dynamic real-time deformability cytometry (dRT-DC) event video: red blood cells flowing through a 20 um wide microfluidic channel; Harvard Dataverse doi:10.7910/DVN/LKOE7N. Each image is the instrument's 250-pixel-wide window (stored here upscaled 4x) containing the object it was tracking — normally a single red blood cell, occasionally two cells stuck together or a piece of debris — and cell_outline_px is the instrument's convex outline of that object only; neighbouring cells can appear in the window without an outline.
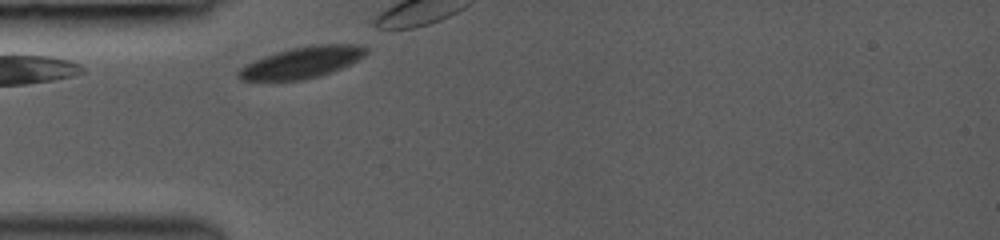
{"species": "common noctule bat (a hibernating species)", "species_latin": "Nyctalus noctula", "temperature_condition": "room temperature", "stored_images_in_passage": 14, "camera_frame_rate_fps": 3000, "um_per_image_px": 0.085, "animal": {"sex": "female", "body_mass_g": 19.0, "forearm_length_mm": 53.3}, "frame": {"image": 1, "passage_image": 1, "time_ms": 0.0, "image_size_px": [1000, 240], "cell_outline_px": [[368, 52], [364, 56], [340, 68], [320, 76], [304, 80], [240, 80], [236, 76], [236, 72], [240, 68], [264, 56], [276, 52], [292, 48], [316, 44], [360, 44], [368, 48]], "centroid_in_image_um": [25.67, 5.3], "position_along_channel_um": 59.3, "area_um2": 23.12}}